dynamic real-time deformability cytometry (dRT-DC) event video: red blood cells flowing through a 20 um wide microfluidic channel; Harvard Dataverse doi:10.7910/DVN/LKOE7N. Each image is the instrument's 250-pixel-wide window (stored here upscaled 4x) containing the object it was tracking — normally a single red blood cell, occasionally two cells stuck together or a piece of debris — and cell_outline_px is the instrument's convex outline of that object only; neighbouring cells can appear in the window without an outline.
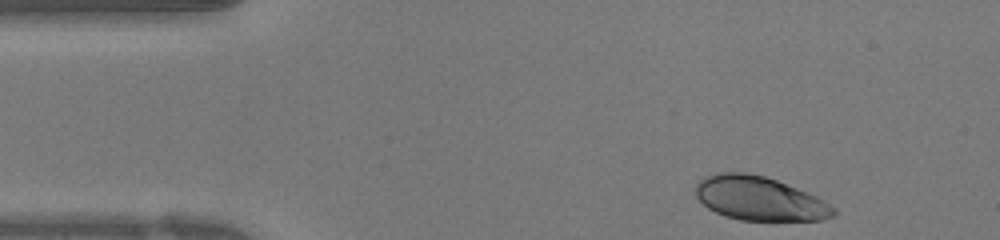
{"species": "human", "species_latin": "Homo sapiens", "temperature_condition": "warm", "stored_images_in_passage": 32, "camera_frame_rate_fps": 3000, "um_per_image_px": 0.085, "donor": {"sex": "female"}, "frame": {"image": 1, "passage_image": 1, "time_ms": 0.0, "image_size_px": [1000, 240], "cell_outline_px": [[836, 216], [820, 220], [740, 220], [724, 216], [708, 208], [696, 196], [696, 184], [704, 176], [716, 172], [748, 172], [764, 176], [776, 180], [816, 196], [836, 208]], "centroid_in_image_um": [64.54, 16.87], "position_along_channel_um": 20.5, "area_um2": 35.26}}
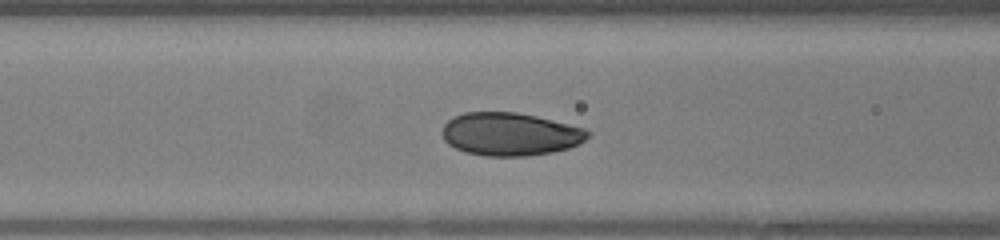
{"frame": {"image": 2, "passage_image": 12, "time_ms": 3.667, "image_size_px": [1000, 240], "cell_outline_px": [[592, 132], [580, 144], [568, 148], [552, 152], [528, 156], [484, 156], [464, 152], [448, 144], [444, 140], [440, 132], [444, 124], [452, 116], [464, 112], [516, 112], [536, 116], [584, 128]], "centroid_in_image_um": [43.32, 11.4], "position_along_channel_um": 123.3, "area_um2": 36.76}}
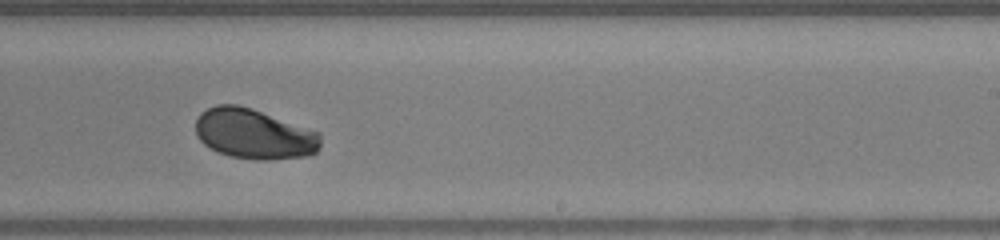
{"frame": {"image": 3, "passage_image": 21, "time_ms": 6.667, "image_size_px": [1000, 240], "cell_outline_px": [[320, 148], [312, 156], [268, 160], [256, 160], [228, 156], [204, 144], [196, 136], [196, 120], [200, 112], [216, 104], [236, 104], [252, 108], [320, 132]], "centroid_in_image_um": [21.61, 11.39], "position_along_channel_um": 267.4, "area_um2": 36.88}}